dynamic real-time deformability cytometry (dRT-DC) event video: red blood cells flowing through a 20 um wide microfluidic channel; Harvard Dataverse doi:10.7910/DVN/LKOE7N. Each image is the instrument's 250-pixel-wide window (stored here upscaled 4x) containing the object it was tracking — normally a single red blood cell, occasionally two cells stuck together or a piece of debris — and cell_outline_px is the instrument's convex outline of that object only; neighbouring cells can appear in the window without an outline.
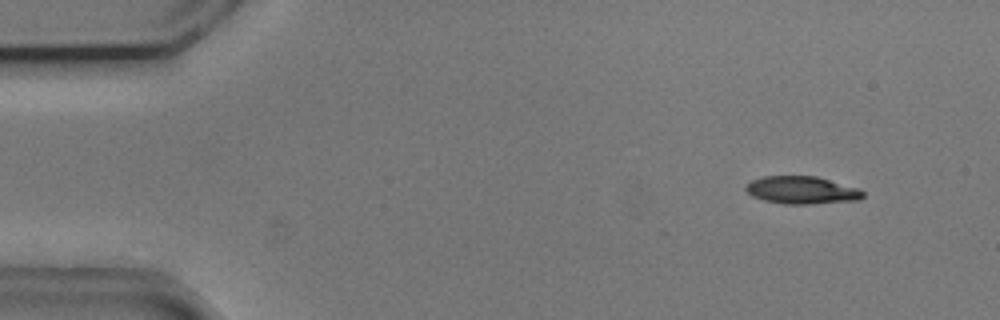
{"species": "common noctule bat (a hibernating species)", "species_latin": "Nyctalus noctula", "temperature_condition": "cold", "stored_images_in_passage": 28, "camera_frame_rate_fps": 3000, "um_per_image_px": 0.085, "animal": {"sex": "male", "body_mass_g": 20.5, "forearm_length_mm": 52.5}, "frame": {"image": 1, "passage_image": 4, "time_ms": 1.0, "image_size_px": [1000, 320], "cell_outline_px": [[864, 196], [860, 200], [808, 204], [784, 204], [764, 200], [752, 196], [744, 188], [752, 180], [764, 176], [816, 176], [860, 188], [864, 192]], "centroid_in_image_um": [68.19, 16.16], "position_along_channel_um": 16.8, "area_um2": 18.9}}
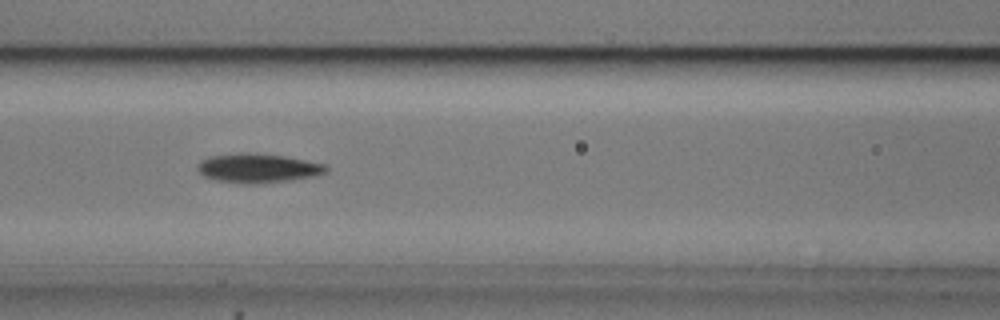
{"frame": {"image": 2, "passage_image": 22, "time_ms": 7.0, "image_size_px": [1000, 320], "cell_outline_px": [[328, 168], [324, 172], [312, 176], [292, 180], [256, 184], [244, 184], [216, 180], [204, 176], [196, 168], [196, 164], [200, 160], [208, 156], [236, 152], [256, 152], [284, 156], [324, 164]], "centroid_in_image_um": [21.83, 14.28], "position_along_channel_um": 144.8, "area_um2": 22.08}}
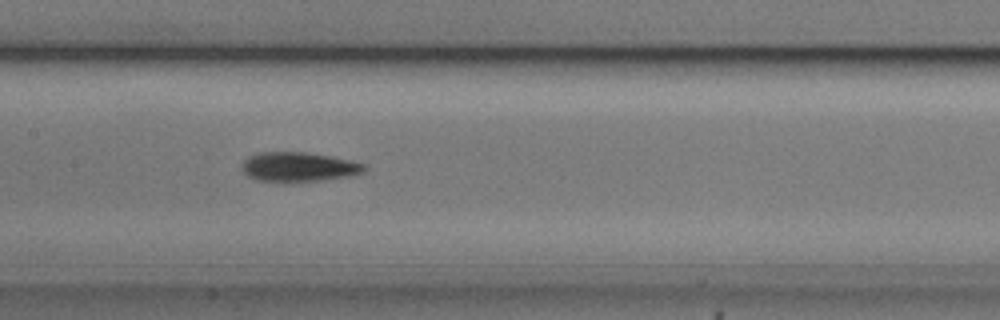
{"frame": {"image": 3, "passage_image": 25, "time_ms": 8.0, "image_size_px": [1000, 320], "cell_outline_px": [[368, 168], [364, 172], [352, 176], [288, 184], [256, 180], [248, 176], [240, 168], [244, 160], [248, 156], [260, 152], [304, 152], [332, 156], [352, 160], [364, 164]], "centroid_in_image_um": [25.38, 14.21], "position_along_channel_um": 182.0, "area_um2": 21.73}}